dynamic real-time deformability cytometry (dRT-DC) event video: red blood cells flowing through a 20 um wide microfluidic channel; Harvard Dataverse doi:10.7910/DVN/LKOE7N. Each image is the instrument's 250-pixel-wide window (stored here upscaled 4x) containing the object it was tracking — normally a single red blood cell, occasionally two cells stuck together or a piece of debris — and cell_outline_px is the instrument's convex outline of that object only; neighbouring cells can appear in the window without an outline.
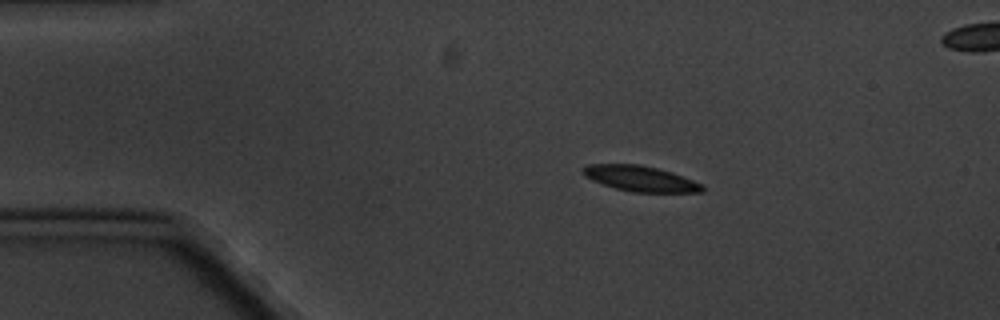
{"species": "common noctule bat (a hibernating species)", "species_latin": "Nyctalus noctula", "temperature_condition": "cold", "stored_images_in_passage": 4, "camera_frame_rate_fps": 3000, "um_per_image_px": 0.085, "animal": {"sex": "male", "body_mass_g": 20.1, "forearm_length_mm": 53.5}, "frame": {"image": 1, "passage_image": 1, "time_ms": 0.0, "image_size_px": [1000, 320], "cell_outline_px": [[704, 192], [632, 192], [616, 188], [592, 180], [584, 176], [580, 172], [580, 168], [588, 164], [640, 164], [672, 172], [704, 184]], "centroid_in_image_um": [54.42, 15.17], "position_along_channel_um": 30.6, "area_um2": 17.86}}